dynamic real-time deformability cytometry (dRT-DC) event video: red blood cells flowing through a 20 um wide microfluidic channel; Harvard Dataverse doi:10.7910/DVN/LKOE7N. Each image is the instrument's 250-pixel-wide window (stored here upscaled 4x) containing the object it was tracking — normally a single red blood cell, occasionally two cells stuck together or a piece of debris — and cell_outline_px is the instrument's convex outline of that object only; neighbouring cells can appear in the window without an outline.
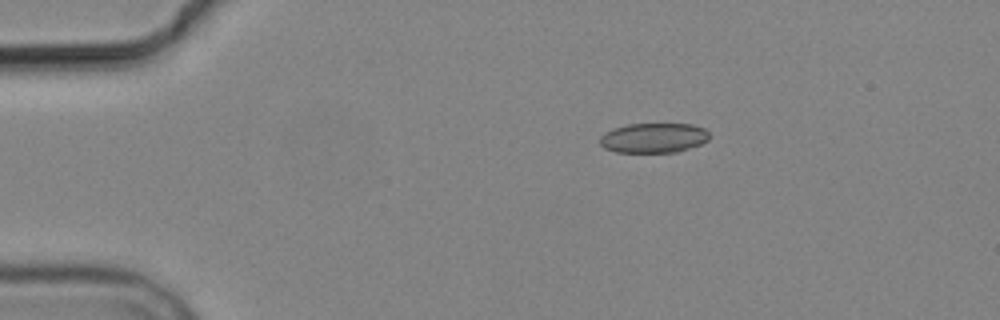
{"species": "common noctule bat (a hibernating species)", "species_latin": "Nyctalus noctula", "temperature_condition": "cold", "stored_images_in_passage": 5, "camera_frame_rate_fps": 3000, "um_per_image_px": 0.085, "animal": {"sex": "male", "body_mass_g": 19.2, "forearm_length_mm": 51.8}, "frame": {"image": 1, "passage_image": 2, "time_ms": 2.333, "image_size_px": [1000, 320], "cell_outline_px": [[708, 140], [700, 144], [676, 152], [616, 152], [604, 148], [600, 144], [600, 136], [612, 128], [628, 124], [692, 124], [704, 128], [708, 132]], "centroid_in_image_um": [55.53, 11.71], "position_along_channel_um": 29.5, "area_um2": 18.96}}
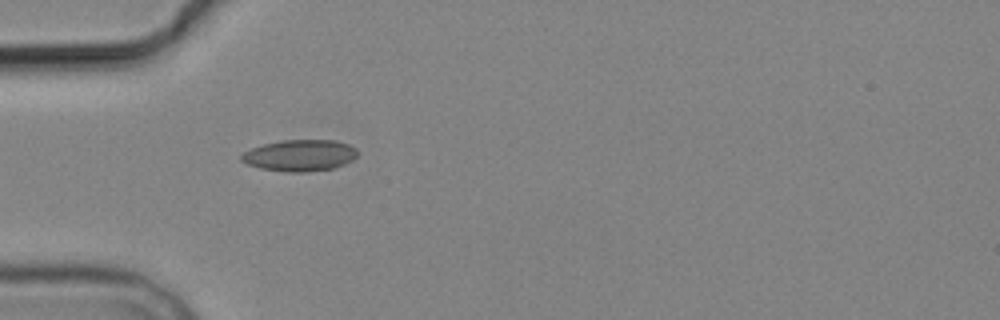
{"frame": {"image": 2, "passage_image": 4, "time_ms": 4.667, "image_size_px": [1000, 320], "cell_outline_px": [[356, 156], [352, 160], [336, 168], [304, 172], [288, 172], [260, 168], [248, 164], [240, 160], [240, 156], [244, 152], [252, 148], [264, 144], [280, 140], [336, 140], [348, 144], [356, 148]], "centroid_in_image_um": [25.49, 13.21], "position_along_channel_um": 59.5, "area_um2": 21.27}}
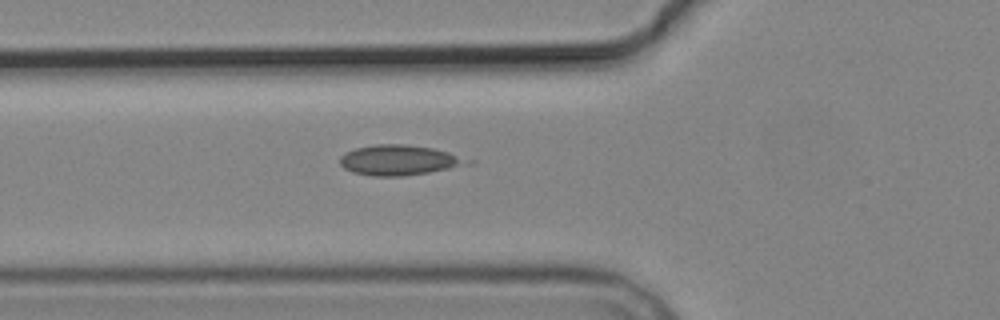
{"frame": {"image": 3, "passage_image": 5, "time_ms": 5.667, "image_size_px": [1000, 320], "cell_outline_px": [[476, 160], [472, 164], [428, 172], [404, 176], [372, 176], [352, 172], [344, 168], [340, 164], [340, 156], [344, 152], [356, 148], [376, 144], [404, 144], [432, 148], [448, 152]], "centroid_in_image_um": [33.95, 13.61], "position_along_channel_um": 91.8, "area_um2": 22.6}}